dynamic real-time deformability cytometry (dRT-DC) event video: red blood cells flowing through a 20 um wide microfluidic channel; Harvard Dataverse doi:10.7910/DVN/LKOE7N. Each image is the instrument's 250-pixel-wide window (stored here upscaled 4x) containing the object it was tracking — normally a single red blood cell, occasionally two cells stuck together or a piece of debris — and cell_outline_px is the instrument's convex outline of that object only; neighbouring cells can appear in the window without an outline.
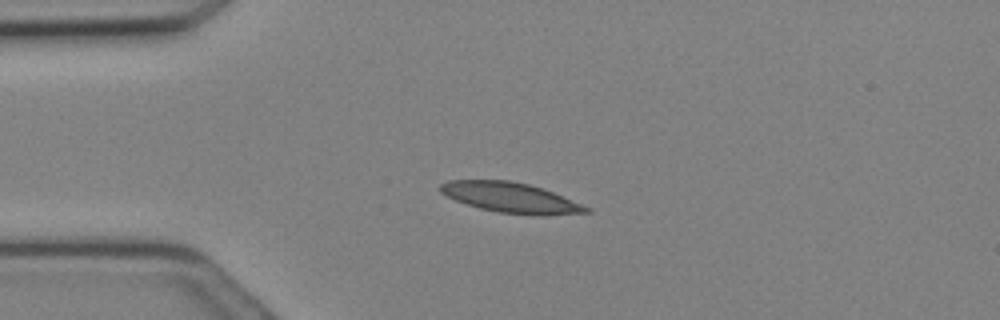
{"species": "Egyptian fruit bat (a non-hibernating species)", "species_latin": "Rousettus aegyptiacus", "temperature_condition": "cold", "stored_images_in_passage": 17, "camera_frame_rate_fps": 3000, "um_per_image_px": 0.085, "animal": {"sex": "female"}, "frame": {"image": 1, "passage_image": 6, "time_ms": 1.667, "image_size_px": [1000, 320], "cell_outline_px": [[592, 212], [544, 216], [536, 216], [500, 212], [480, 208], [456, 200], [440, 192], [440, 184], [448, 180], [508, 180], [528, 184], [552, 192], [592, 208]], "centroid_in_image_um": [43.45, 16.81], "position_along_channel_um": 41.6, "area_um2": 25.49}}
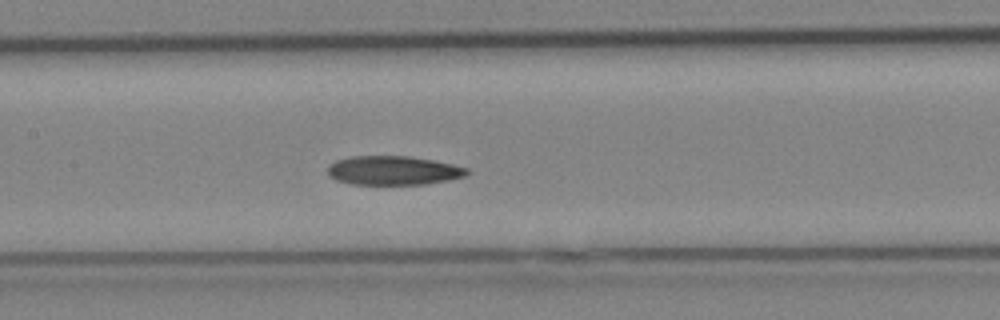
{"frame": {"image": 2, "passage_image": 13, "time_ms": 4.0, "image_size_px": [1000, 320], "cell_outline_px": [[468, 172], [464, 176], [448, 180], [424, 184], [352, 184], [336, 180], [328, 176], [328, 164], [336, 160], [352, 156], [408, 156], [432, 160], [452, 164], [468, 168]], "centroid_in_image_um": [33.38, 14.48], "position_along_channel_um": 174.0, "area_um2": 23.47}}
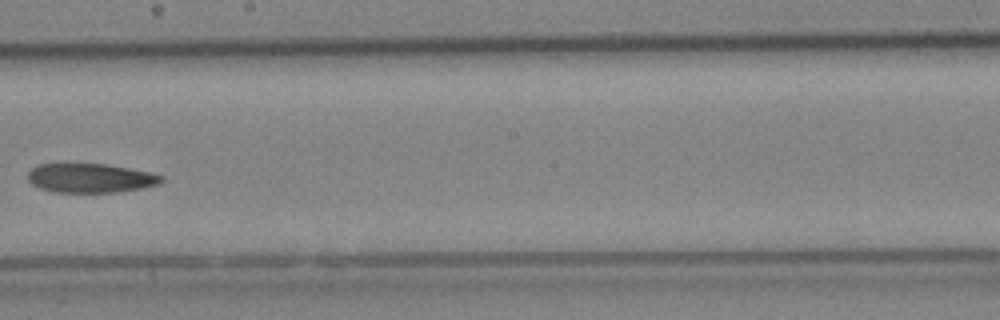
{"frame": {"image": 3, "passage_image": 16, "time_ms": 5.0, "image_size_px": [1000, 320], "cell_outline_px": [[164, 180], [156, 184], [140, 188], [116, 192], [56, 192], [40, 188], [32, 184], [28, 180], [28, 172], [32, 168], [40, 164], [104, 164], [128, 168], [148, 172], [164, 176]], "centroid_in_image_um": [7.66, 15.13], "position_along_channel_um": 240.5, "area_um2": 22.37}}